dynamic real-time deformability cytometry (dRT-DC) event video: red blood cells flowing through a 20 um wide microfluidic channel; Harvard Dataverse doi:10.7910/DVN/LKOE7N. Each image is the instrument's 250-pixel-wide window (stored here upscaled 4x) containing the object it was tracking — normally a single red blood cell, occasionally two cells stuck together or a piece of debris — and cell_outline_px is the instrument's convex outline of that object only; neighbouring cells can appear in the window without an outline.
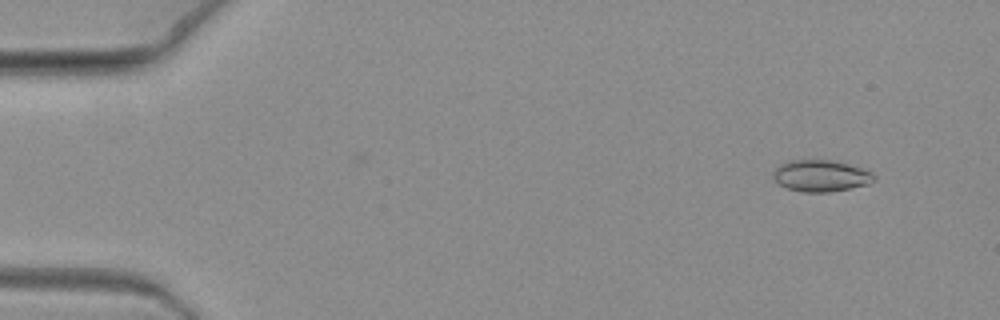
{"species": "common noctule bat (a hibernating species)", "species_latin": "Nyctalus noctula", "temperature_condition": "warm", "stored_images_in_passage": 9, "camera_frame_rate_fps": 3000, "um_per_image_px": 0.085, "animal": {"sex": "female", "body_mass_g": 19.3, "forearm_length_mm": 54.1}, "frame": {"image": 1, "passage_image": 1, "time_ms": 0.0, "image_size_px": [1000, 320], "cell_outline_px": [[876, 180], [868, 184], [828, 192], [804, 192], [788, 188], [780, 184], [772, 176], [772, 172], [780, 164], [788, 160], [828, 160], [848, 164], [872, 172], [876, 176]], "centroid_in_image_um": [69.77, 14.94], "position_along_channel_um": 15.2, "area_um2": 18.38}}
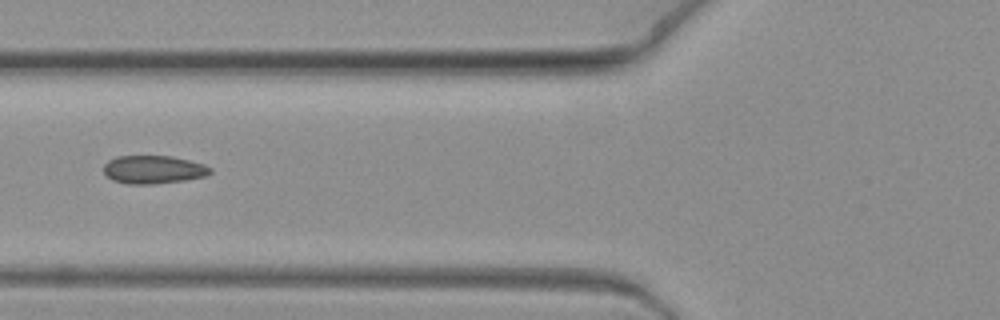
{"frame": {"image": 2, "passage_image": 7, "time_ms": 2.0, "image_size_px": [1000, 320], "cell_outline_px": [[212, 172], [204, 176], [184, 180], [152, 184], [128, 184], [112, 180], [104, 172], [104, 164], [108, 160], [116, 156], [172, 156], [204, 164], [212, 168]], "centroid_in_image_um": [13.03, 14.41], "position_along_channel_um": 112.8, "area_um2": 17.46}}
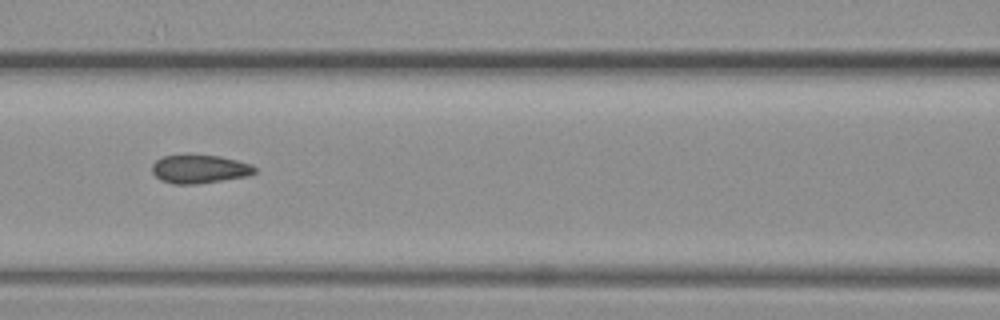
{"frame": {"image": 3, "passage_image": 8, "time_ms": 2.333, "image_size_px": [1000, 320], "cell_outline_px": [[256, 172], [248, 176], [196, 184], [172, 184], [160, 180], [152, 172], [152, 164], [156, 160], [164, 156], [188, 152], [220, 156], [252, 164], [256, 168]], "centroid_in_image_um": [16.93, 14.33], "position_along_channel_um": 149.7, "area_um2": 17.63}}